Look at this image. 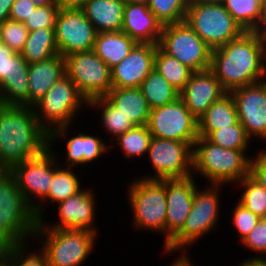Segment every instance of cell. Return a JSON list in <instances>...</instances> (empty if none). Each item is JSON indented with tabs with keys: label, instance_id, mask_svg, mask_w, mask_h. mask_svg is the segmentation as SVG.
Wrapping results in <instances>:
<instances>
[{
	"label": "cell",
	"instance_id": "8992f818",
	"mask_svg": "<svg viewBox=\"0 0 266 266\" xmlns=\"http://www.w3.org/2000/svg\"><path fill=\"white\" fill-rule=\"evenodd\" d=\"M185 22L212 50L245 32L222 3H189Z\"/></svg>",
	"mask_w": 266,
	"mask_h": 266
},
{
	"label": "cell",
	"instance_id": "8d00e7d4",
	"mask_svg": "<svg viewBox=\"0 0 266 266\" xmlns=\"http://www.w3.org/2000/svg\"><path fill=\"white\" fill-rule=\"evenodd\" d=\"M238 183L244 192L239 202L260 218H266V189L255 181L250 175Z\"/></svg>",
	"mask_w": 266,
	"mask_h": 266
},
{
	"label": "cell",
	"instance_id": "9a60e30c",
	"mask_svg": "<svg viewBox=\"0 0 266 266\" xmlns=\"http://www.w3.org/2000/svg\"><path fill=\"white\" fill-rule=\"evenodd\" d=\"M54 31L59 54L63 57L94 48L97 32L82 9L59 10Z\"/></svg>",
	"mask_w": 266,
	"mask_h": 266
},
{
	"label": "cell",
	"instance_id": "836d02e7",
	"mask_svg": "<svg viewBox=\"0 0 266 266\" xmlns=\"http://www.w3.org/2000/svg\"><path fill=\"white\" fill-rule=\"evenodd\" d=\"M92 107L102 109V122L107 132L117 137L135 127L134 123L115 107L106 97L95 98L87 103Z\"/></svg>",
	"mask_w": 266,
	"mask_h": 266
},
{
	"label": "cell",
	"instance_id": "ac0fdd59",
	"mask_svg": "<svg viewBox=\"0 0 266 266\" xmlns=\"http://www.w3.org/2000/svg\"><path fill=\"white\" fill-rule=\"evenodd\" d=\"M158 45L137 43L131 52L111 69L113 88H137L154 69Z\"/></svg>",
	"mask_w": 266,
	"mask_h": 266
},
{
	"label": "cell",
	"instance_id": "83f0119b",
	"mask_svg": "<svg viewBox=\"0 0 266 266\" xmlns=\"http://www.w3.org/2000/svg\"><path fill=\"white\" fill-rule=\"evenodd\" d=\"M222 4L244 31H261L264 27V0H223Z\"/></svg>",
	"mask_w": 266,
	"mask_h": 266
},
{
	"label": "cell",
	"instance_id": "f5cc1de1",
	"mask_svg": "<svg viewBox=\"0 0 266 266\" xmlns=\"http://www.w3.org/2000/svg\"><path fill=\"white\" fill-rule=\"evenodd\" d=\"M223 0H189V3H222Z\"/></svg>",
	"mask_w": 266,
	"mask_h": 266
},
{
	"label": "cell",
	"instance_id": "3957f363",
	"mask_svg": "<svg viewBox=\"0 0 266 266\" xmlns=\"http://www.w3.org/2000/svg\"><path fill=\"white\" fill-rule=\"evenodd\" d=\"M37 223L33 208L25 201L14 175L0 170V248L26 243Z\"/></svg>",
	"mask_w": 266,
	"mask_h": 266
},
{
	"label": "cell",
	"instance_id": "ffe728a7",
	"mask_svg": "<svg viewBox=\"0 0 266 266\" xmlns=\"http://www.w3.org/2000/svg\"><path fill=\"white\" fill-rule=\"evenodd\" d=\"M90 189H82L77 194L70 196L66 200L58 203L59 222L54 226L46 225L44 220L37 223L36 228H52V229H77L88 230L97 233L93 227L95 218V199Z\"/></svg>",
	"mask_w": 266,
	"mask_h": 266
},
{
	"label": "cell",
	"instance_id": "7a4b0ae2",
	"mask_svg": "<svg viewBox=\"0 0 266 266\" xmlns=\"http://www.w3.org/2000/svg\"><path fill=\"white\" fill-rule=\"evenodd\" d=\"M49 133L38 123L33 107L0 104V170L42 155Z\"/></svg>",
	"mask_w": 266,
	"mask_h": 266
},
{
	"label": "cell",
	"instance_id": "6f0895ef",
	"mask_svg": "<svg viewBox=\"0 0 266 266\" xmlns=\"http://www.w3.org/2000/svg\"><path fill=\"white\" fill-rule=\"evenodd\" d=\"M264 11L266 13V0H264Z\"/></svg>",
	"mask_w": 266,
	"mask_h": 266
},
{
	"label": "cell",
	"instance_id": "f6af8a7d",
	"mask_svg": "<svg viewBox=\"0 0 266 266\" xmlns=\"http://www.w3.org/2000/svg\"><path fill=\"white\" fill-rule=\"evenodd\" d=\"M36 7V4L31 0H15L12 5L9 19L24 23Z\"/></svg>",
	"mask_w": 266,
	"mask_h": 266
},
{
	"label": "cell",
	"instance_id": "7c38bea8",
	"mask_svg": "<svg viewBox=\"0 0 266 266\" xmlns=\"http://www.w3.org/2000/svg\"><path fill=\"white\" fill-rule=\"evenodd\" d=\"M51 147L40 156L31 158L15 165L10 172L22 191L25 201L33 208L34 215L38 221L42 220L43 199L48 195L51 183L53 181V166L57 163L52 153ZM40 199V203H33L32 196ZM31 197V198H30ZM42 201V202H41ZM41 205V206H40Z\"/></svg>",
	"mask_w": 266,
	"mask_h": 266
},
{
	"label": "cell",
	"instance_id": "d6a6232c",
	"mask_svg": "<svg viewBox=\"0 0 266 266\" xmlns=\"http://www.w3.org/2000/svg\"><path fill=\"white\" fill-rule=\"evenodd\" d=\"M57 164L53 166V181L48 195L43 199L44 202L51 199L53 203H59L82 190L79 180L71 168L67 167L66 169L61 166L59 168Z\"/></svg>",
	"mask_w": 266,
	"mask_h": 266
},
{
	"label": "cell",
	"instance_id": "f546056e",
	"mask_svg": "<svg viewBox=\"0 0 266 266\" xmlns=\"http://www.w3.org/2000/svg\"><path fill=\"white\" fill-rule=\"evenodd\" d=\"M20 54L28 64L41 62L59 55L54 28L29 31L27 41Z\"/></svg>",
	"mask_w": 266,
	"mask_h": 266
},
{
	"label": "cell",
	"instance_id": "11a10c76",
	"mask_svg": "<svg viewBox=\"0 0 266 266\" xmlns=\"http://www.w3.org/2000/svg\"><path fill=\"white\" fill-rule=\"evenodd\" d=\"M261 33H262V36H263L264 41H266V21H265L264 27L261 30Z\"/></svg>",
	"mask_w": 266,
	"mask_h": 266
},
{
	"label": "cell",
	"instance_id": "277c9868",
	"mask_svg": "<svg viewBox=\"0 0 266 266\" xmlns=\"http://www.w3.org/2000/svg\"><path fill=\"white\" fill-rule=\"evenodd\" d=\"M87 103L75 83L65 75L33 106L38 123L49 133V146L57 137H65L74 115Z\"/></svg>",
	"mask_w": 266,
	"mask_h": 266
},
{
	"label": "cell",
	"instance_id": "4dcf8cb0",
	"mask_svg": "<svg viewBox=\"0 0 266 266\" xmlns=\"http://www.w3.org/2000/svg\"><path fill=\"white\" fill-rule=\"evenodd\" d=\"M140 89L150 109L173 103L179 98V91L155 68L144 79Z\"/></svg>",
	"mask_w": 266,
	"mask_h": 266
},
{
	"label": "cell",
	"instance_id": "d590c367",
	"mask_svg": "<svg viewBox=\"0 0 266 266\" xmlns=\"http://www.w3.org/2000/svg\"><path fill=\"white\" fill-rule=\"evenodd\" d=\"M189 0H150L148 8L162 25L185 21Z\"/></svg>",
	"mask_w": 266,
	"mask_h": 266
},
{
	"label": "cell",
	"instance_id": "ee69618b",
	"mask_svg": "<svg viewBox=\"0 0 266 266\" xmlns=\"http://www.w3.org/2000/svg\"><path fill=\"white\" fill-rule=\"evenodd\" d=\"M256 157L250 160L249 175L266 189V150H261Z\"/></svg>",
	"mask_w": 266,
	"mask_h": 266
},
{
	"label": "cell",
	"instance_id": "52a82bcc",
	"mask_svg": "<svg viewBox=\"0 0 266 266\" xmlns=\"http://www.w3.org/2000/svg\"><path fill=\"white\" fill-rule=\"evenodd\" d=\"M33 236H41L42 241L45 240L42 250L48 266H79L93 250L97 233L77 229L36 228Z\"/></svg>",
	"mask_w": 266,
	"mask_h": 266
},
{
	"label": "cell",
	"instance_id": "1f68e13d",
	"mask_svg": "<svg viewBox=\"0 0 266 266\" xmlns=\"http://www.w3.org/2000/svg\"><path fill=\"white\" fill-rule=\"evenodd\" d=\"M154 68L179 92L186 86L193 71L179 60L156 48Z\"/></svg>",
	"mask_w": 266,
	"mask_h": 266
},
{
	"label": "cell",
	"instance_id": "484cf974",
	"mask_svg": "<svg viewBox=\"0 0 266 266\" xmlns=\"http://www.w3.org/2000/svg\"><path fill=\"white\" fill-rule=\"evenodd\" d=\"M236 105L230 93L214 102L198 119V136L207 138L213 131L238 122Z\"/></svg>",
	"mask_w": 266,
	"mask_h": 266
},
{
	"label": "cell",
	"instance_id": "cb8c5ba5",
	"mask_svg": "<svg viewBox=\"0 0 266 266\" xmlns=\"http://www.w3.org/2000/svg\"><path fill=\"white\" fill-rule=\"evenodd\" d=\"M124 0H89L82 8L97 33L121 31Z\"/></svg>",
	"mask_w": 266,
	"mask_h": 266
},
{
	"label": "cell",
	"instance_id": "7bdbcfd3",
	"mask_svg": "<svg viewBox=\"0 0 266 266\" xmlns=\"http://www.w3.org/2000/svg\"><path fill=\"white\" fill-rule=\"evenodd\" d=\"M251 251L266 253V218H261L251 232L241 241Z\"/></svg>",
	"mask_w": 266,
	"mask_h": 266
},
{
	"label": "cell",
	"instance_id": "816d5d0a",
	"mask_svg": "<svg viewBox=\"0 0 266 266\" xmlns=\"http://www.w3.org/2000/svg\"><path fill=\"white\" fill-rule=\"evenodd\" d=\"M31 1H33L36 4V6L55 4V0H31Z\"/></svg>",
	"mask_w": 266,
	"mask_h": 266
},
{
	"label": "cell",
	"instance_id": "7402d4cb",
	"mask_svg": "<svg viewBox=\"0 0 266 266\" xmlns=\"http://www.w3.org/2000/svg\"><path fill=\"white\" fill-rule=\"evenodd\" d=\"M163 25L148 5L125 3L122 32L137 43L159 44Z\"/></svg>",
	"mask_w": 266,
	"mask_h": 266
},
{
	"label": "cell",
	"instance_id": "30bf717a",
	"mask_svg": "<svg viewBox=\"0 0 266 266\" xmlns=\"http://www.w3.org/2000/svg\"><path fill=\"white\" fill-rule=\"evenodd\" d=\"M210 187L205 191L196 189L190 213L182 229L164 246L165 253L176 252L215 228L220 210L218 189L222 185Z\"/></svg>",
	"mask_w": 266,
	"mask_h": 266
},
{
	"label": "cell",
	"instance_id": "ab89813d",
	"mask_svg": "<svg viewBox=\"0 0 266 266\" xmlns=\"http://www.w3.org/2000/svg\"><path fill=\"white\" fill-rule=\"evenodd\" d=\"M26 250V243L9 244L0 248V251L12 262L13 266H48L43 250L39 254L32 252L28 255L25 253Z\"/></svg>",
	"mask_w": 266,
	"mask_h": 266
},
{
	"label": "cell",
	"instance_id": "e575fe53",
	"mask_svg": "<svg viewBox=\"0 0 266 266\" xmlns=\"http://www.w3.org/2000/svg\"><path fill=\"white\" fill-rule=\"evenodd\" d=\"M152 135L147 125L135 126L133 129L127 130L124 134L116 137L118 145L124 152V156L132 158L133 156H142L147 154Z\"/></svg>",
	"mask_w": 266,
	"mask_h": 266
},
{
	"label": "cell",
	"instance_id": "ba28073f",
	"mask_svg": "<svg viewBox=\"0 0 266 266\" xmlns=\"http://www.w3.org/2000/svg\"><path fill=\"white\" fill-rule=\"evenodd\" d=\"M134 224L166 235V179H137L129 188Z\"/></svg>",
	"mask_w": 266,
	"mask_h": 266
},
{
	"label": "cell",
	"instance_id": "f35d334b",
	"mask_svg": "<svg viewBox=\"0 0 266 266\" xmlns=\"http://www.w3.org/2000/svg\"><path fill=\"white\" fill-rule=\"evenodd\" d=\"M29 35V30L22 22L6 19L0 23V38L4 45L14 52L21 53Z\"/></svg>",
	"mask_w": 266,
	"mask_h": 266
},
{
	"label": "cell",
	"instance_id": "6da1fadb",
	"mask_svg": "<svg viewBox=\"0 0 266 266\" xmlns=\"http://www.w3.org/2000/svg\"><path fill=\"white\" fill-rule=\"evenodd\" d=\"M266 43L261 31H245L240 37L211 52L210 70L230 91L266 78Z\"/></svg>",
	"mask_w": 266,
	"mask_h": 266
},
{
	"label": "cell",
	"instance_id": "4fadbf2b",
	"mask_svg": "<svg viewBox=\"0 0 266 266\" xmlns=\"http://www.w3.org/2000/svg\"><path fill=\"white\" fill-rule=\"evenodd\" d=\"M147 127L154 138L191 143L193 146L199 137L198 120L180 98L151 109Z\"/></svg>",
	"mask_w": 266,
	"mask_h": 266
},
{
	"label": "cell",
	"instance_id": "603a6c76",
	"mask_svg": "<svg viewBox=\"0 0 266 266\" xmlns=\"http://www.w3.org/2000/svg\"><path fill=\"white\" fill-rule=\"evenodd\" d=\"M66 75L65 57L53 56L28 65V107H33L45 93Z\"/></svg>",
	"mask_w": 266,
	"mask_h": 266
},
{
	"label": "cell",
	"instance_id": "60d3db41",
	"mask_svg": "<svg viewBox=\"0 0 266 266\" xmlns=\"http://www.w3.org/2000/svg\"><path fill=\"white\" fill-rule=\"evenodd\" d=\"M58 12L59 8L56 4L37 6L30 17L24 21V24L29 31L54 28Z\"/></svg>",
	"mask_w": 266,
	"mask_h": 266
},
{
	"label": "cell",
	"instance_id": "5bb4252c",
	"mask_svg": "<svg viewBox=\"0 0 266 266\" xmlns=\"http://www.w3.org/2000/svg\"><path fill=\"white\" fill-rule=\"evenodd\" d=\"M147 154L156 174L144 179H184L193 175L191 143L152 137Z\"/></svg>",
	"mask_w": 266,
	"mask_h": 266
},
{
	"label": "cell",
	"instance_id": "681fc988",
	"mask_svg": "<svg viewBox=\"0 0 266 266\" xmlns=\"http://www.w3.org/2000/svg\"><path fill=\"white\" fill-rule=\"evenodd\" d=\"M170 266H194V265L190 262L189 258H187V255L186 256L182 255L180 258L176 260V262H173V264Z\"/></svg>",
	"mask_w": 266,
	"mask_h": 266
},
{
	"label": "cell",
	"instance_id": "44dd1931",
	"mask_svg": "<svg viewBox=\"0 0 266 266\" xmlns=\"http://www.w3.org/2000/svg\"><path fill=\"white\" fill-rule=\"evenodd\" d=\"M226 93L214 73L208 69L193 72L186 86L179 92V98L198 120L214 102Z\"/></svg>",
	"mask_w": 266,
	"mask_h": 266
},
{
	"label": "cell",
	"instance_id": "d4e9b609",
	"mask_svg": "<svg viewBox=\"0 0 266 266\" xmlns=\"http://www.w3.org/2000/svg\"><path fill=\"white\" fill-rule=\"evenodd\" d=\"M105 97L135 126L147 125L151 109L140 87L112 88Z\"/></svg>",
	"mask_w": 266,
	"mask_h": 266
},
{
	"label": "cell",
	"instance_id": "b9f144b4",
	"mask_svg": "<svg viewBox=\"0 0 266 266\" xmlns=\"http://www.w3.org/2000/svg\"><path fill=\"white\" fill-rule=\"evenodd\" d=\"M233 213V223L242 241L261 219L239 201Z\"/></svg>",
	"mask_w": 266,
	"mask_h": 266
},
{
	"label": "cell",
	"instance_id": "c3c4849f",
	"mask_svg": "<svg viewBox=\"0 0 266 266\" xmlns=\"http://www.w3.org/2000/svg\"><path fill=\"white\" fill-rule=\"evenodd\" d=\"M254 256L252 259L249 260L246 259L244 262H242V265L239 266H266V257H256Z\"/></svg>",
	"mask_w": 266,
	"mask_h": 266
},
{
	"label": "cell",
	"instance_id": "74e56055",
	"mask_svg": "<svg viewBox=\"0 0 266 266\" xmlns=\"http://www.w3.org/2000/svg\"><path fill=\"white\" fill-rule=\"evenodd\" d=\"M206 139L214 145L235 150H247L251 140L239 121L229 127L213 131Z\"/></svg>",
	"mask_w": 266,
	"mask_h": 266
},
{
	"label": "cell",
	"instance_id": "4316f807",
	"mask_svg": "<svg viewBox=\"0 0 266 266\" xmlns=\"http://www.w3.org/2000/svg\"><path fill=\"white\" fill-rule=\"evenodd\" d=\"M137 44L122 31L97 33L93 51L110 69L124 59Z\"/></svg>",
	"mask_w": 266,
	"mask_h": 266
},
{
	"label": "cell",
	"instance_id": "bcb514c9",
	"mask_svg": "<svg viewBox=\"0 0 266 266\" xmlns=\"http://www.w3.org/2000/svg\"><path fill=\"white\" fill-rule=\"evenodd\" d=\"M89 0H55L59 10L82 9Z\"/></svg>",
	"mask_w": 266,
	"mask_h": 266
},
{
	"label": "cell",
	"instance_id": "9f6ffc18",
	"mask_svg": "<svg viewBox=\"0 0 266 266\" xmlns=\"http://www.w3.org/2000/svg\"><path fill=\"white\" fill-rule=\"evenodd\" d=\"M3 45H4V43H3V41L0 38V51H1V46H3Z\"/></svg>",
	"mask_w": 266,
	"mask_h": 266
},
{
	"label": "cell",
	"instance_id": "9c48e42d",
	"mask_svg": "<svg viewBox=\"0 0 266 266\" xmlns=\"http://www.w3.org/2000/svg\"><path fill=\"white\" fill-rule=\"evenodd\" d=\"M158 46L193 72L210 69L212 49L185 21L163 25Z\"/></svg>",
	"mask_w": 266,
	"mask_h": 266
},
{
	"label": "cell",
	"instance_id": "db71d44e",
	"mask_svg": "<svg viewBox=\"0 0 266 266\" xmlns=\"http://www.w3.org/2000/svg\"><path fill=\"white\" fill-rule=\"evenodd\" d=\"M125 3H140L148 5L150 0H124Z\"/></svg>",
	"mask_w": 266,
	"mask_h": 266
},
{
	"label": "cell",
	"instance_id": "d6986e66",
	"mask_svg": "<svg viewBox=\"0 0 266 266\" xmlns=\"http://www.w3.org/2000/svg\"><path fill=\"white\" fill-rule=\"evenodd\" d=\"M194 176L166 179V240L165 246L182 229L190 213L197 185Z\"/></svg>",
	"mask_w": 266,
	"mask_h": 266
},
{
	"label": "cell",
	"instance_id": "5b68a950",
	"mask_svg": "<svg viewBox=\"0 0 266 266\" xmlns=\"http://www.w3.org/2000/svg\"><path fill=\"white\" fill-rule=\"evenodd\" d=\"M193 147L192 170L212 185L236 183L249 175L251 158L246 156V150L223 148L203 137H198Z\"/></svg>",
	"mask_w": 266,
	"mask_h": 266
},
{
	"label": "cell",
	"instance_id": "f1b7e54d",
	"mask_svg": "<svg viewBox=\"0 0 266 266\" xmlns=\"http://www.w3.org/2000/svg\"><path fill=\"white\" fill-rule=\"evenodd\" d=\"M66 147V165L70 168L76 165L79 166V164L86 165L91 161L94 162V159H98L108 150L104 141L84 133L68 139Z\"/></svg>",
	"mask_w": 266,
	"mask_h": 266
},
{
	"label": "cell",
	"instance_id": "2e32d148",
	"mask_svg": "<svg viewBox=\"0 0 266 266\" xmlns=\"http://www.w3.org/2000/svg\"><path fill=\"white\" fill-rule=\"evenodd\" d=\"M234 99L238 120L250 139L266 140V79L229 92Z\"/></svg>",
	"mask_w": 266,
	"mask_h": 266
},
{
	"label": "cell",
	"instance_id": "e0dca14e",
	"mask_svg": "<svg viewBox=\"0 0 266 266\" xmlns=\"http://www.w3.org/2000/svg\"><path fill=\"white\" fill-rule=\"evenodd\" d=\"M28 63L6 45L0 51V104L28 106Z\"/></svg>",
	"mask_w": 266,
	"mask_h": 266
},
{
	"label": "cell",
	"instance_id": "7dc6e473",
	"mask_svg": "<svg viewBox=\"0 0 266 266\" xmlns=\"http://www.w3.org/2000/svg\"><path fill=\"white\" fill-rule=\"evenodd\" d=\"M14 1L15 0H0V23L9 19Z\"/></svg>",
	"mask_w": 266,
	"mask_h": 266
},
{
	"label": "cell",
	"instance_id": "8fae6325",
	"mask_svg": "<svg viewBox=\"0 0 266 266\" xmlns=\"http://www.w3.org/2000/svg\"><path fill=\"white\" fill-rule=\"evenodd\" d=\"M65 62L66 75L88 102L113 88L111 69L93 50L67 55Z\"/></svg>",
	"mask_w": 266,
	"mask_h": 266
},
{
	"label": "cell",
	"instance_id": "f907efd6",
	"mask_svg": "<svg viewBox=\"0 0 266 266\" xmlns=\"http://www.w3.org/2000/svg\"><path fill=\"white\" fill-rule=\"evenodd\" d=\"M0 266H13L12 262L0 251Z\"/></svg>",
	"mask_w": 266,
	"mask_h": 266
}]
</instances>
